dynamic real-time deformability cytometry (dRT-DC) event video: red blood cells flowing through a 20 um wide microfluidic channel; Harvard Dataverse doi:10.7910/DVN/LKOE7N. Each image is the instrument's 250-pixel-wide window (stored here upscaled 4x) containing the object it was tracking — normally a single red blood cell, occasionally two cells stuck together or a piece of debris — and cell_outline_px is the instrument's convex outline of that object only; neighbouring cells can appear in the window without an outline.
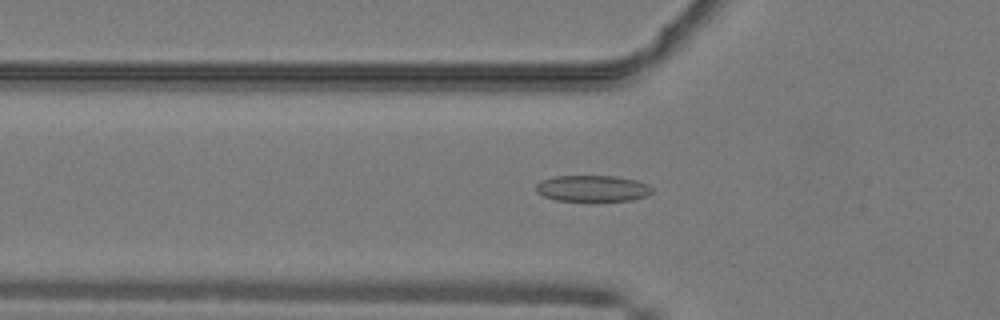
{"species": "common noctule bat (a hibernating species)", "species_latin": "Nyctalus noctula", "temperature_condition": "warm", "stored_images_in_passage": 43, "camera_frame_rate_fps": 3000, "um_per_image_px": 0.085, "animal": {"sex": "male", "body_mass_g": 19.2, "forearm_length_mm": 51.8}, "frame": {"image": 1, "passage_image": 13, "time_ms": 4.0, "image_size_px": [1000, 320], "cell_outline_px": [[652, 192], [648, 196], [632, 200], [592, 204], [556, 200], [544, 196], [536, 192], [536, 184], [540, 180], [552, 176], [616, 176], [636, 180], [648, 184], [652, 188]], "centroid_in_image_um": [50.36, 16.06], "position_along_channel_um": 75.4, "area_um2": 18.84}}
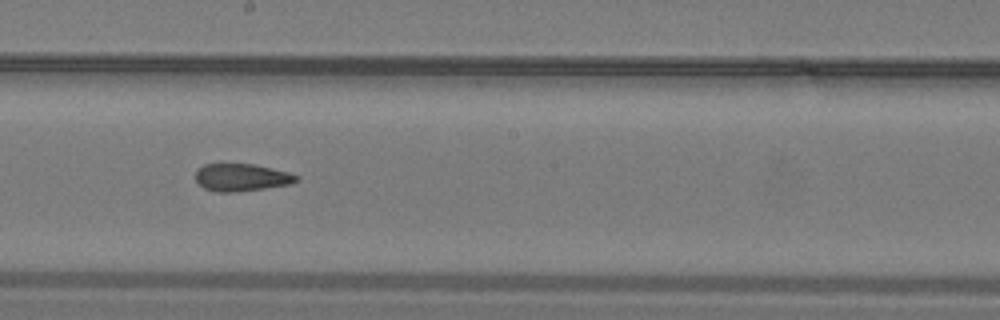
{"frame": {"image": 2, "passage_image": 24, "time_ms": 7.667, "image_size_px": [1000, 320], "cell_outline_px": [[300, 180], [292, 184], [236, 192], [216, 192], [204, 188], [196, 180], [196, 168], [204, 164], [252, 164], [272, 168], [288, 172], [300, 176]], "centroid_in_image_um": [20.55, 15.08], "position_along_channel_um": 227.7, "area_um2": 16.24}}
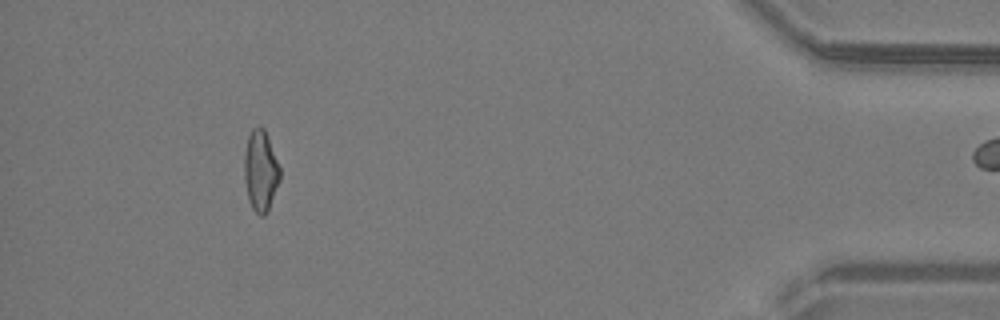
{"frame": {"image": 3, "passage_image": 42, "time_ms": 13.667, "image_size_px": [1000, 320], "cell_outline_px": [[280, 180], [268, 212], [264, 216], [260, 216], [252, 208], [248, 200], [244, 180], [244, 156], [248, 136], [252, 128], [264, 128], [280, 168]], "centroid_in_image_um": [22.14, 14.57], "position_along_channel_um": 413.1, "area_um2": 16.82}}